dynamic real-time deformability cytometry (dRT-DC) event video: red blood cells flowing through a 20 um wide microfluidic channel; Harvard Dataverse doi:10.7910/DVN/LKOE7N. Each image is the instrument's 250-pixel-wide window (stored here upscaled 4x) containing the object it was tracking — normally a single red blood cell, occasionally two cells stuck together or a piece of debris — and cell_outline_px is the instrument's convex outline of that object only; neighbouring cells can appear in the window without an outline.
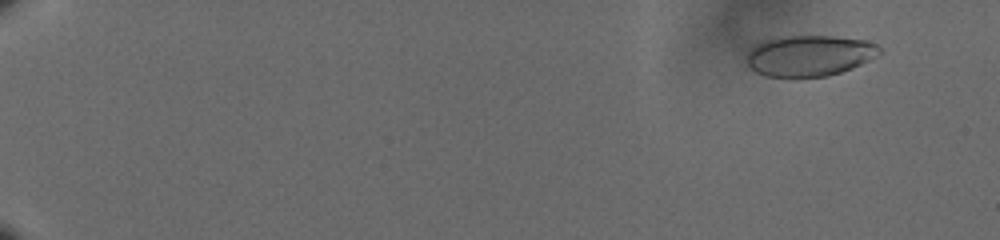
{"species": "human", "species_latin": "Homo sapiens", "temperature_condition": "cold", "stored_images_in_passage": 61, "camera_frame_rate_fps": 3000, "um_per_image_px": 0.085, "donor": {"sex": "male"}, "frame": {"image": 1, "passage_image": 6, "time_ms": 1.667, "image_size_px": [1000, 240], "cell_outline_px": [[884, 52], [852, 68], [828, 76], [764, 76], [756, 72], [748, 64], [748, 52], [756, 44], [764, 40], [780, 36], [832, 36], [864, 40], [876, 44]], "centroid_in_image_um": [68.82, 4.71], "position_along_channel_um": 16.2, "area_um2": 31.39}}
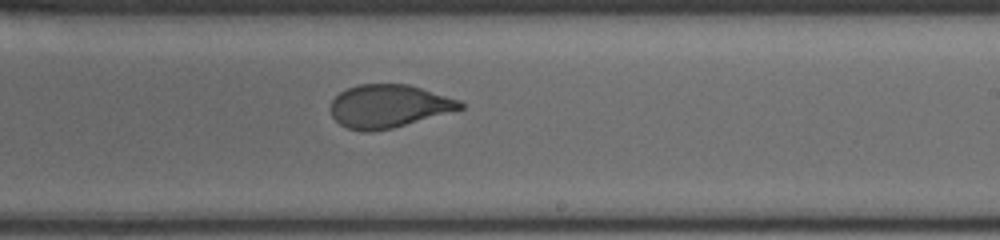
{"frame": {"image": 2, "passage_image": 41, "time_ms": 13.333, "image_size_px": [1000, 240], "cell_outline_px": [[464, 108], [392, 128], [372, 132], [360, 132], [348, 128], [340, 124], [332, 116], [332, 100], [340, 92], [348, 88], [360, 84], [408, 84], [460, 100], [464, 104]], "centroid_in_image_um": [33.03, 9.03], "position_along_channel_um": 256.0, "area_um2": 32.25}}
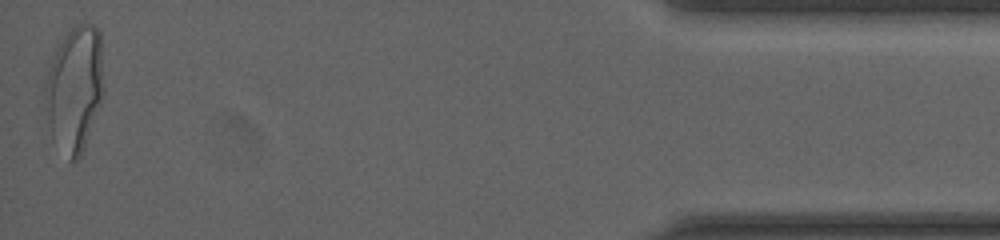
{"frame": {"image": 3, "passage_image": 61, "time_ms": 20.0, "image_size_px": [1000, 240], "cell_outline_px": [[104, 96], [84, 148], [80, 156], [76, 160], [68, 160], [52, 140], [48, 124], [44, 96], [44, 84], [56, 48], [64, 36], [76, 24], [92, 24], [100, 32], [104, 92]], "centroid_in_image_um": [6.34, 7.58], "position_along_channel_um": 428.9, "area_um2": 43.23}, "authors_computed_cell_mechanics": {"area_um2": 32.946, "velocity_mm_per_s": 3.6153, "shape_relaxation_time_tau1_ms": 6.8751, "shape_relaxation_time_tau2_ms": 0.7643, "deformation_change_tau1": 0.1998, "deformation_change_tau2": 0.0674}}